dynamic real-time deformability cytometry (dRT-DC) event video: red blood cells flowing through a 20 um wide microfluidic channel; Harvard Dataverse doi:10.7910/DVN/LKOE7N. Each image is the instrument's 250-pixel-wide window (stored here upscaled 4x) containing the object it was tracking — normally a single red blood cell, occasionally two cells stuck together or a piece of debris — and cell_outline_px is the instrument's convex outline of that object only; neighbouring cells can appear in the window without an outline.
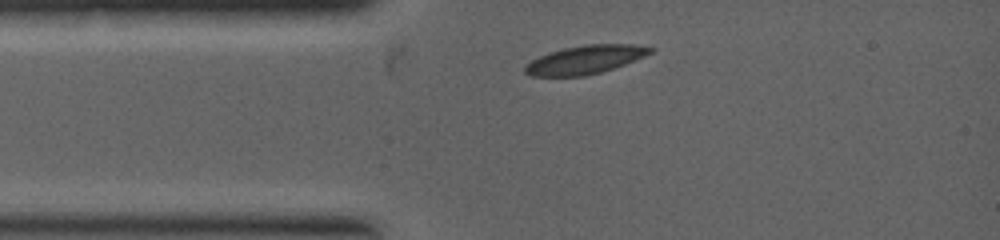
{"species": "common noctule bat (a hibernating species)", "species_latin": "Nyctalus noctula", "temperature_condition": "warm", "stored_images_in_passage": 2, "camera_frame_rate_fps": 5000, "um_per_image_px": 0.085, "animal": {"sex": "female", "body_mass_g": 19.0, "forearm_length_mm": 53.3}, "frame": {"image": 1, "passage_image": 1, "time_ms": 0.0, "image_size_px": [1000, 240], "cell_outline_px": [[656, 48], [652, 52], [644, 56], [624, 64], [600, 72], [584, 76], [532, 76], [524, 72], [524, 68], [532, 60], [540, 56], [564, 48], [584, 44], [636, 44]], "centroid_in_image_um": [49.76, 5.06], "position_along_channel_um": 35.2, "area_um2": 20.52}}